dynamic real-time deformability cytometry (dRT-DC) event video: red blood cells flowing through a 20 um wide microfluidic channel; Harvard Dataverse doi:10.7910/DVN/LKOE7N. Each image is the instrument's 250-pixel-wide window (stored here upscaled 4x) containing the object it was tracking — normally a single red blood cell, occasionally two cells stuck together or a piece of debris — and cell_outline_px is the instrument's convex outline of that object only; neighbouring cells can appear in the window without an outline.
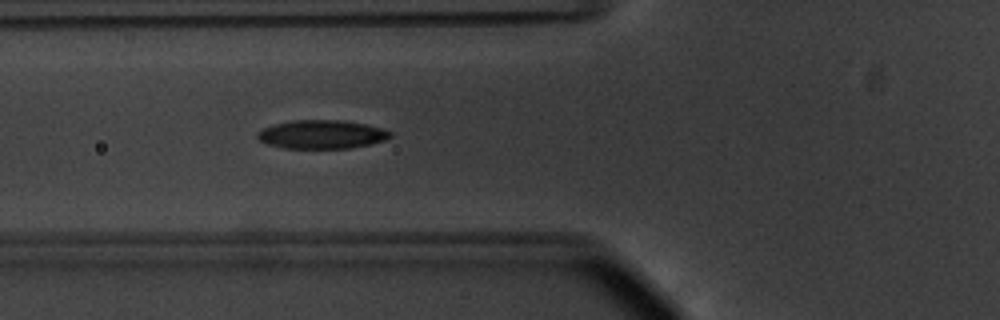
{"species": "common noctule bat (a hibernating species)", "species_latin": "Nyctalus noctula", "temperature_condition": "warm", "stored_images_in_passage": 55, "camera_frame_rate_fps": 3000, "um_per_image_px": 0.085, "animal": {"sex": "male", "body_mass_g": 20.1, "forearm_length_mm": 53.5}, "frame": {"image": 1, "passage_image": 22, "time_ms": 7.0, "image_size_px": [1000, 320], "cell_outline_px": [[392, 136], [384, 140], [368, 144], [348, 148], [284, 148], [268, 144], [260, 140], [256, 136], [264, 128], [276, 124], [292, 120], [344, 120], [364, 124], [380, 128], [392, 132]], "centroid_in_image_um": [27.35, 11.42], "position_along_channel_um": 98.4, "area_um2": 21.79}}
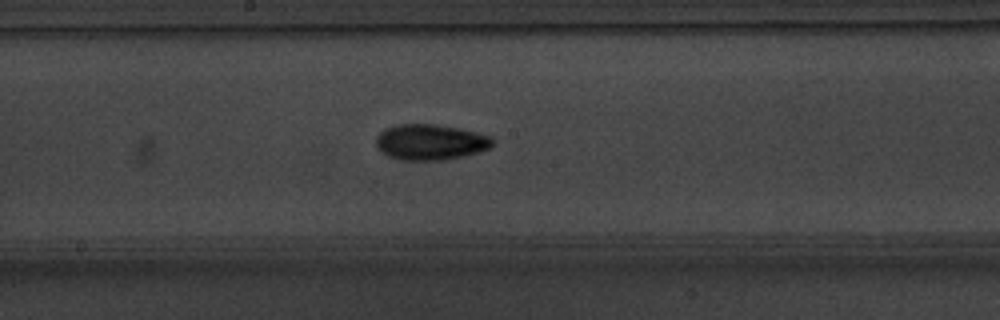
{"frame": {"image": 2, "passage_image": 31, "time_ms": 10.0, "image_size_px": [1000, 320], "cell_outline_px": [[492, 144], [488, 148], [464, 156], [444, 160], [400, 160], [388, 156], [376, 148], [376, 136], [380, 132], [396, 124], [432, 124], [456, 128], [476, 132], [492, 136]], "centroid_in_image_um": [36.54, 12.08], "position_along_channel_um": 211.7, "area_um2": 24.1}}
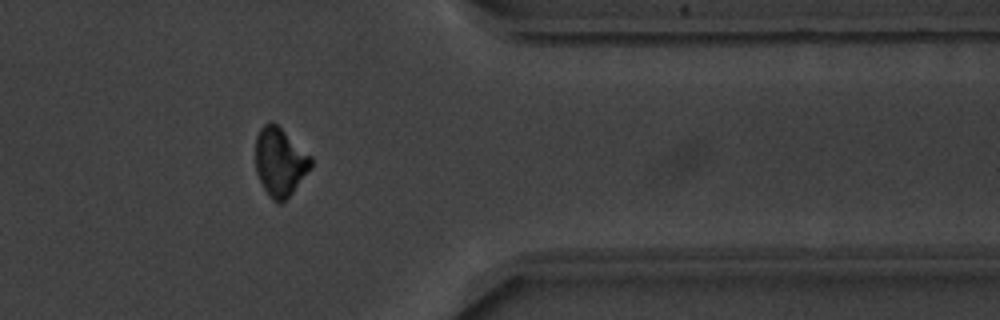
{"frame": {"image": 3, "passage_image": 46, "time_ms": 15.0, "image_size_px": [1000, 320], "cell_outline_px": [[312, 164], [292, 192], [280, 204], [272, 200], [268, 196], [256, 172], [256, 136], [260, 128], [264, 124], [272, 120], [312, 156]], "centroid_in_image_um": [23.77, 13.74], "position_along_channel_um": 387.6, "area_um2": 21.85}, "authors_computed_cell_mechanics": {"area_um2": 21.4438, "velocity_mm_per_s": 3.7525, "shape_relaxation_time_tau1_ms": 3.0315, "shape_relaxation_time_tau2_ms": 4.0831, "deformation_change_tau1": 0.1157, "deformation_change_tau2": 0.0811}}